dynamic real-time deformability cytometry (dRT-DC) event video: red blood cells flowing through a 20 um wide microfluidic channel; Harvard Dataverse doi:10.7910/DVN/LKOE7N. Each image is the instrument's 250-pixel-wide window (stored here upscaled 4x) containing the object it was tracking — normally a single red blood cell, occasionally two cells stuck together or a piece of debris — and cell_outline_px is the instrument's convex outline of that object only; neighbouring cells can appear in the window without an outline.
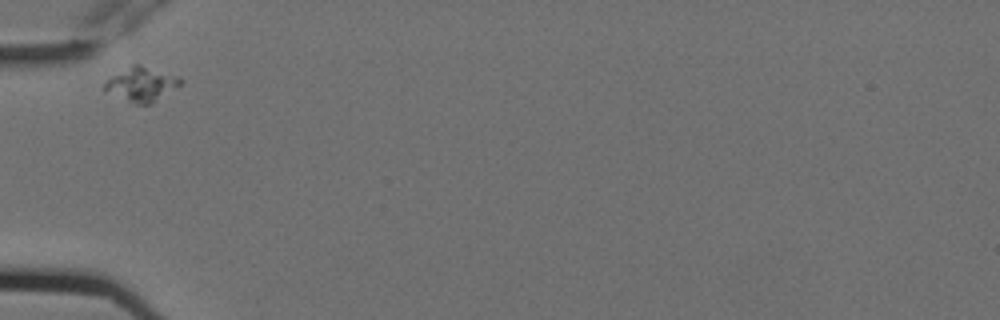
{"species": "Egyptian fruit bat (a non-hibernating species)", "species_latin": "Rousettus aegyptiacus", "temperature_condition": "cold", "stored_images_in_passage": 8, "camera_frame_rate_fps": 3000, "um_per_image_px": 0.085, "animal": {"sex": "female"}, "frame": {"image": 1, "passage_image": 1, "time_ms": 0.0, "image_size_px": [1000, 320], "cell_outline_px": [[180, 84], [152, 104], [136, 104], [104, 88], [104, 84], [112, 76], [132, 64], [140, 64], [180, 76]], "centroid_in_image_um": [12.08, 7.13], "position_along_channel_um": 72.9, "area_um2": 14.57}}
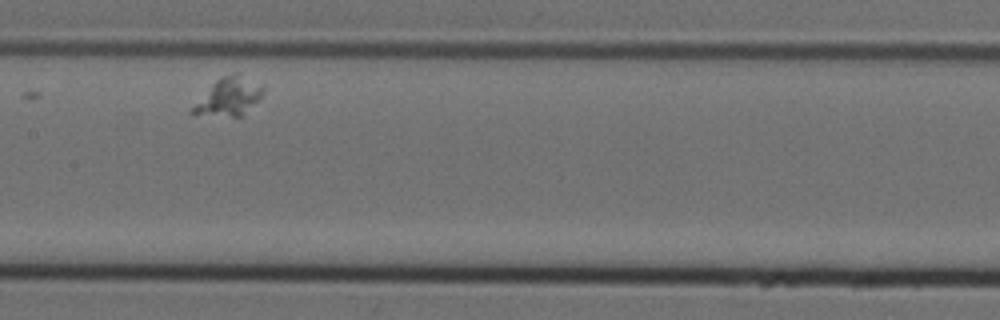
{"frame": {"image": 2, "passage_image": 4, "time_ms": 1.0, "image_size_px": [1000, 320], "cell_outline_px": [[264, 92], [240, 116], [232, 116], [188, 112], [212, 84], [220, 76], [232, 72], [236, 72], [264, 84]], "centroid_in_image_um": [19.49, 8.14], "position_along_channel_um": 187.9, "area_um2": 15.09}}
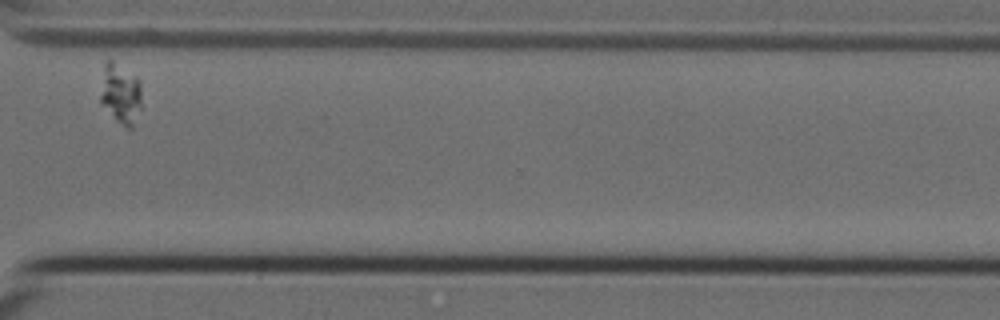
{"frame": {"image": 3, "passage_image": 8, "time_ms": 2.333, "image_size_px": [1000, 320], "cell_outline_px": [[140, 108], [132, 128], [128, 128], [100, 104], [100, 96], [104, 64], [108, 60], [112, 60], [136, 76], [140, 80]], "centroid_in_image_um": [10.24, 7.92], "position_along_channel_um": 360.4, "area_um2": 14.1}}